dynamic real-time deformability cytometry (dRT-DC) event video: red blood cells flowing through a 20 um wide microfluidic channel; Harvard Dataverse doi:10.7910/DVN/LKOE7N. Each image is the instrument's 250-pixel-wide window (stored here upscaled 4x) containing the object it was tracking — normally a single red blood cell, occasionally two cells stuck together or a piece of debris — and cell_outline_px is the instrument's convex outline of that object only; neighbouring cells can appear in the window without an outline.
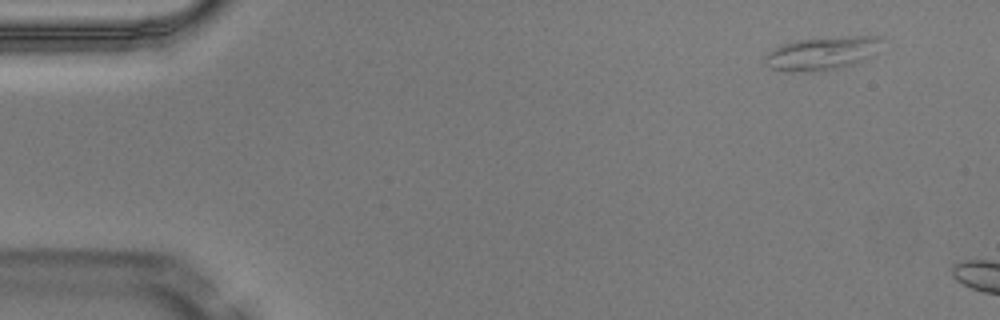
{"species": "Egyptian fruit bat (a non-hibernating species)", "species_latin": "Rousettus aegyptiacus", "temperature_condition": "warm", "stored_images_in_passage": 5, "segment_of_instrument_passage": [2, 2], "camera_frame_rate_fps": 3000, "um_per_image_px": 0.085, "animal": {"sex": "male"}, "frame": {"image": 1, "passage_image": 5, "time_ms": 1.333, "image_size_px": [1000, 320], "cell_outline_px": [[880, 52], [852, 64], [836, 68], [812, 72], [788, 72], [768, 68], [764, 64], [764, 56], [768, 52], [784, 44], [796, 40], [848, 36], [880, 36]], "centroid_in_image_um": [69.84, 4.54], "position_along_channel_um": 15.2, "area_um2": 22.66}}